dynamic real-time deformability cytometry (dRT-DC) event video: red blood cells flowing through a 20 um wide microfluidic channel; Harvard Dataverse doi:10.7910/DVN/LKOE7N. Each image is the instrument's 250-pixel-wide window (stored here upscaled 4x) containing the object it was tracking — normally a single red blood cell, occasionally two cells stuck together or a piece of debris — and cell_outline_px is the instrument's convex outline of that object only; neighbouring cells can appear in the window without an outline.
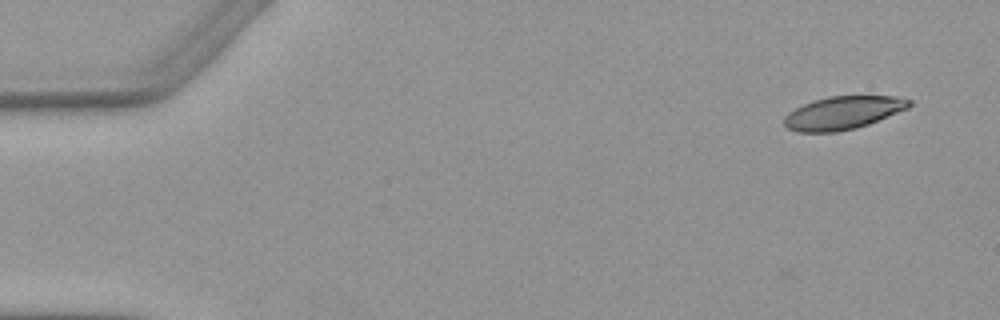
{"species": "Egyptian fruit bat (a non-hibernating species)", "species_latin": "Rousettus aegyptiacus", "temperature_condition": "warm", "stored_images_in_passage": 6, "camera_frame_rate_fps": 3000, "um_per_image_px": 0.085, "animal": {"sex": "female"}, "frame": {"image": 1, "passage_image": 1, "time_ms": 0.0, "image_size_px": [1000, 320], "cell_outline_px": [[912, 104], [908, 108], [868, 124], [856, 128], [836, 132], [796, 132], [788, 128], [784, 124], [784, 116], [788, 112], [812, 100], [828, 96], [896, 96], [912, 100]], "centroid_in_image_um": [71.64, 9.58], "position_along_channel_um": 13.4, "area_um2": 24.1}}
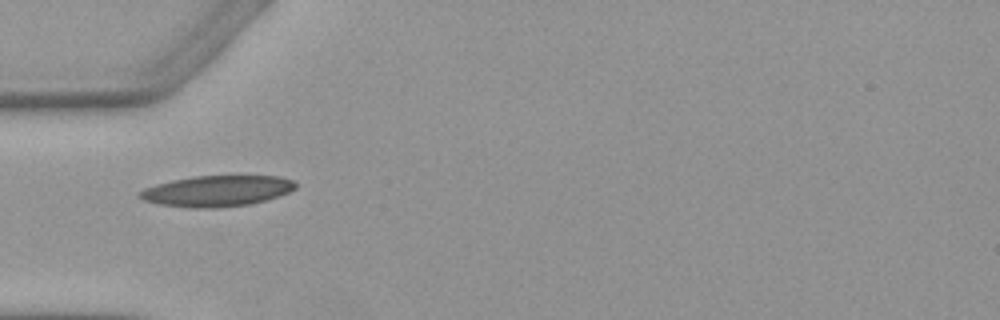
{"frame": {"image": 2, "passage_image": 5, "time_ms": 4.667, "image_size_px": [1000, 320], "cell_outline_px": [[296, 188], [288, 192], [264, 200], [248, 204], [216, 208], [188, 208], [160, 204], [144, 200], [136, 196], [136, 192], [144, 188], [156, 184], [172, 180], [192, 176], [280, 176], [292, 180], [296, 184]], "centroid_in_image_um": [18.37, 16.23], "position_along_channel_um": 66.6, "area_um2": 28.03}}
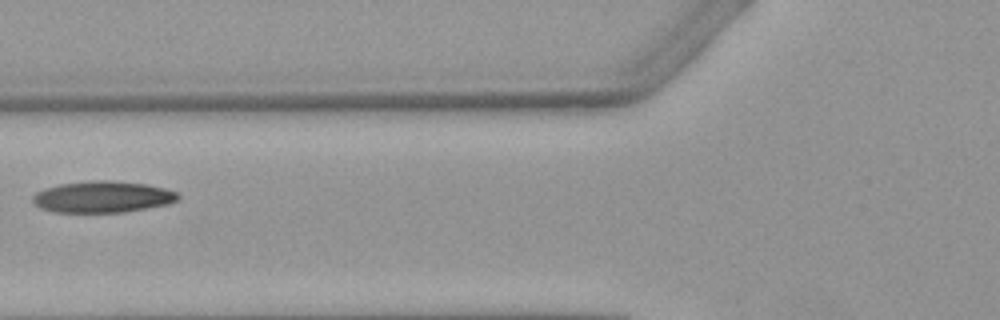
{"frame": {"image": 3, "passage_image": 6, "time_ms": 6.0, "image_size_px": [1000, 320], "cell_outline_px": [[180, 200], [168, 204], [124, 212], [56, 212], [40, 208], [32, 200], [32, 196], [36, 192], [44, 188], [60, 184], [88, 180], [108, 180], [148, 184], [164, 188], [176, 192], [180, 196]], "centroid_in_image_um": [8.73, 16.72], "position_along_channel_um": 117.1, "area_um2": 26.76}}